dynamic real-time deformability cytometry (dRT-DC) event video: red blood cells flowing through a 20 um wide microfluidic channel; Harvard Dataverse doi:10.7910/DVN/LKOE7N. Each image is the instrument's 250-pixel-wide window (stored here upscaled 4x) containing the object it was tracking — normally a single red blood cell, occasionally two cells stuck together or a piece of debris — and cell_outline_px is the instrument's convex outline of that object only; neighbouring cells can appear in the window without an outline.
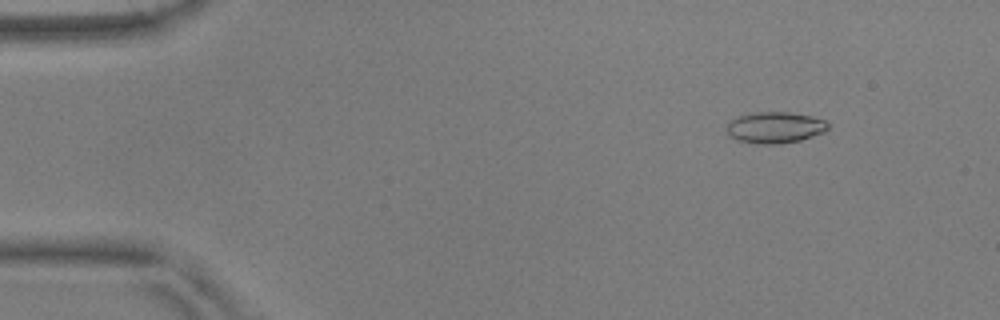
{"species": "common noctule bat (a hibernating species)", "species_latin": "Nyctalus noctula", "temperature_condition": "warm", "stored_images_in_passage": 55, "camera_frame_rate_fps": 3000, "um_per_image_px": 0.085, "animal": {"sex": "male", "body_mass_g": 17.9, "forearm_length_mm": 54.2}, "frame": {"image": 1, "passage_image": 7, "time_ms": 2.0, "image_size_px": [1000, 320], "cell_outline_px": [[828, 128], [824, 132], [800, 140], [776, 144], [756, 144], [736, 140], [728, 136], [728, 124], [732, 120], [740, 116], [752, 112], [788, 112], [812, 116], [824, 120], [828, 124]], "centroid_in_image_um": [65.86, 10.84], "position_along_channel_um": 19.1, "area_um2": 18.38}}
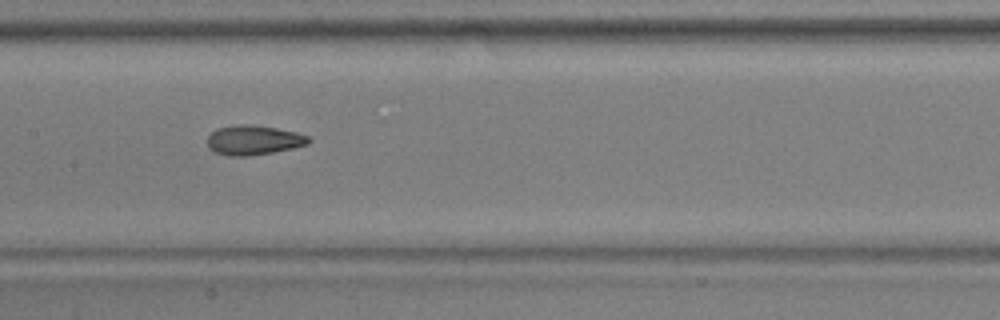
{"frame": {"image": 2, "passage_image": 28, "time_ms": 9.0, "image_size_px": [1000, 320], "cell_outline_px": [[312, 140], [308, 144], [292, 148], [272, 152], [248, 156], [228, 156], [216, 152], [208, 148], [208, 136], [216, 128], [236, 124], [252, 124], [276, 128], [296, 132], [308, 136]], "centroid_in_image_um": [21.54, 11.9], "position_along_channel_um": 185.9, "area_um2": 17.51}}
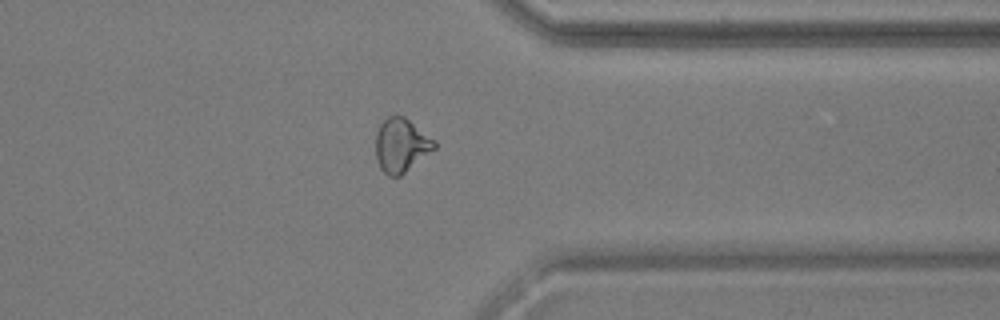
{"frame": {"image": 3, "passage_image": 44, "time_ms": 14.333, "image_size_px": [1000, 320], "cell_outline_px": [[436, 148], [400, 176], [388, 176], [380, 168], [376, 160], [376, 132], [380, 124], [388, 116], [404, 116], [436, 140]], "centroid_in_image_um": [34.1, 12.34], "position_along_channel_um": 377.3, "area_um2": 18.44}, "authors_computed_cell_mechanics": {"area_um2": 17.9758, "velocity_mm_per_s": 3.6798, "shape_relaxation_time_tau1_ms": null, "shape_relaxation_time_tau2_ms": 1.9415, "deformation_change_tau1": null, "deformation_change_tau2": 0.0786}}